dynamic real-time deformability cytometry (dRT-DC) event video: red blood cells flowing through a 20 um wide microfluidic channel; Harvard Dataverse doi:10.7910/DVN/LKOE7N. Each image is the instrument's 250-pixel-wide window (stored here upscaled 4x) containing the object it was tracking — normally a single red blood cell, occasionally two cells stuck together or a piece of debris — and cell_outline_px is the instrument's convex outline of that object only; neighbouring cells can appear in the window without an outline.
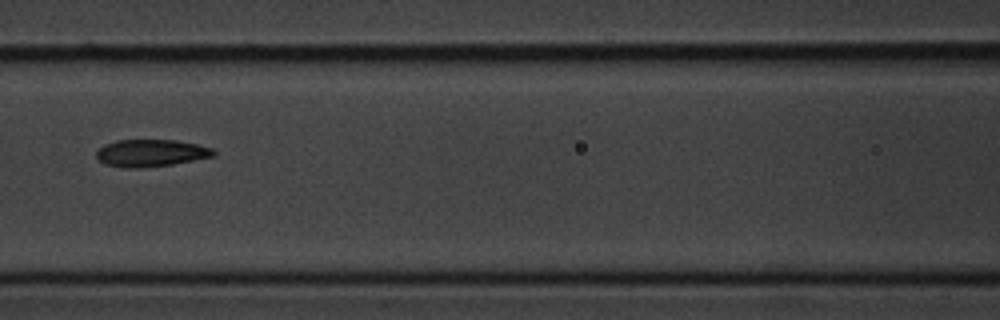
{"species": "common noctule bat (a hibernating species)", "species_latin": "Nyctalus noctula", "temperature_condition": "cold", "stored_images_in_passage": 11, "camera_frame_rate_fps": 3000, "um_per_image_px": 0.085, "animal": {"sex": "male", "body_mass_g": 20.1, "forearm_length_mm": 53.5}, "frame": {"image": 1, "passage_image": 7, "time_ms": 8.0, "image_size_px": [1000, 320], "cell_outline_px": [[216, 152], [212, 156], [172, 164], [136, 168], [124, 168], [104, 164], [96, 156], [96, 152], [104, 144], [116, 140], [176, 140], [196, 144], [212, 148]], "centroid_in_image_um": [12.78, 13.0], "position_along_channel_um": 153.8, "area_um2": 18.38}}
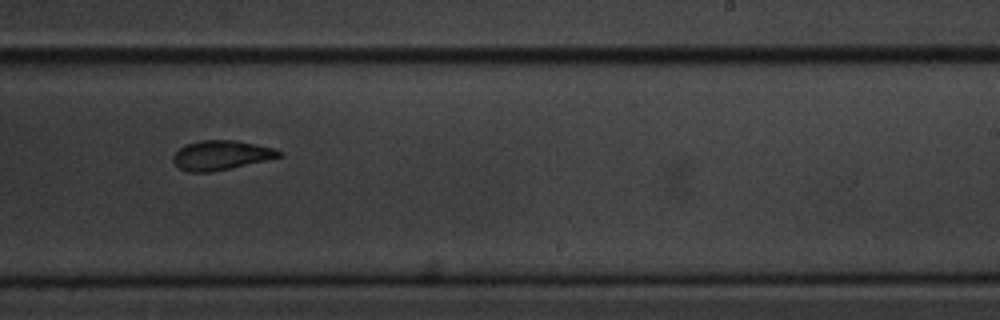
{"frame": {"image": 2, "passage_image": 10, "time_ms": 11.333, "image_size_px": [1000, 320], "cell_outline_px": [[284, 156], [232, 168], [208, 172], [188, 172], [180, 168], [172, 160], [172, 156], [180, 148], [188, 144], [200, 140], [236, 140], [256, 144], [272, 148], [284, 152]], "centroid_in_image_um": [18.82, 13.19], "position_along_channel_um": 270.2, "area_um2": 18.15}}
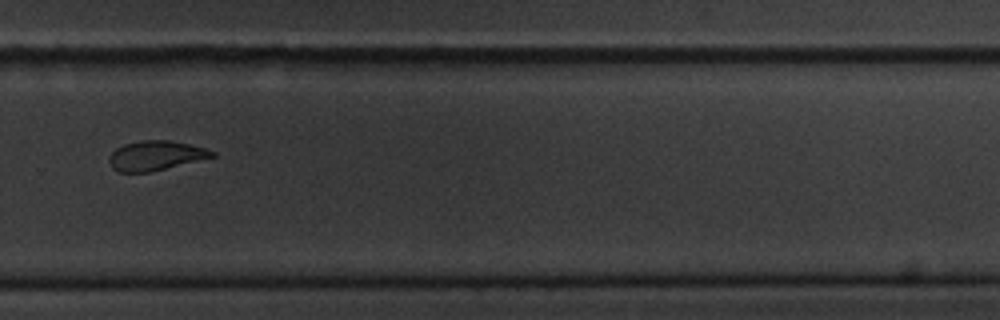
{"frame": {"image": 3, "passage_image": 11, "time_ms": 12.667, "image_size_px": [1000, 320], "cell_outline_px": [[216, 156], [148, 172], [116, 172], [112, 168], [108, 160], [108, 156], [116, 148], [124, 144], [140, 140], [168, 140], [188, 144], [204, 148], [216, 152]], "centroid_in_image_um": [13.18, 13.22], "position_along_channel_um": 316.6, "area_um2": 17.63}}